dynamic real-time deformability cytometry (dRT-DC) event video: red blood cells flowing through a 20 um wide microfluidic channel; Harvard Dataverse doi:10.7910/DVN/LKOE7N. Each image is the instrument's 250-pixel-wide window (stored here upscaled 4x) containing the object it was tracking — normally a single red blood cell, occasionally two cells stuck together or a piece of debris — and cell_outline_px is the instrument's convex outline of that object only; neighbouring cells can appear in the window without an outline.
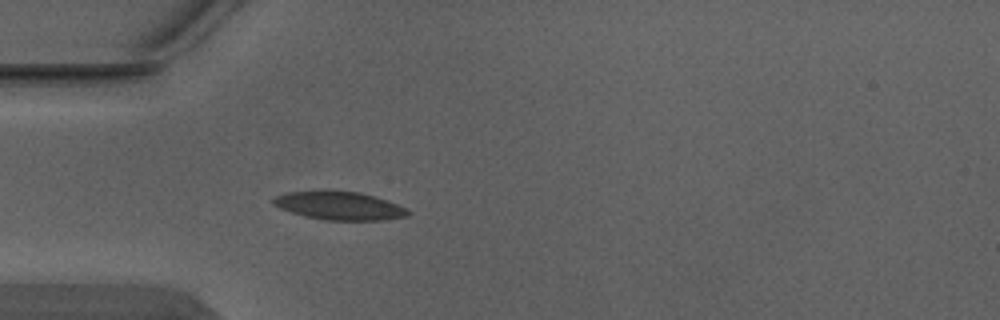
{"species": "Egyptian fruit bat (a non-hibernating species)", "species_latin": "Rousettus aegyptiacus", "temperature_condition": "warm", "stored_images_in_passage": 4, "camera_frame_rate_fps": 3000, "um_per_image_px": 0.085, "animal": {"sex": "male"}, "frame": {"image": 1, "passage_image": 4, "time_ms": 1.0, "image_size_px": [1000, 320], "cell_outline_px": [[412, 212], [408, 216], [384, 220], [324, 220], [304, 216], [280, 208], [272, 204], [272, 196], [284, 192], [324, 188], [328, 188], [360, 192], [376, 196], [396, 204]], "centroid_in_image_um": [28.77, 17.44], "position_along_channel_um": 56.2, "area_um2": 23.06}}